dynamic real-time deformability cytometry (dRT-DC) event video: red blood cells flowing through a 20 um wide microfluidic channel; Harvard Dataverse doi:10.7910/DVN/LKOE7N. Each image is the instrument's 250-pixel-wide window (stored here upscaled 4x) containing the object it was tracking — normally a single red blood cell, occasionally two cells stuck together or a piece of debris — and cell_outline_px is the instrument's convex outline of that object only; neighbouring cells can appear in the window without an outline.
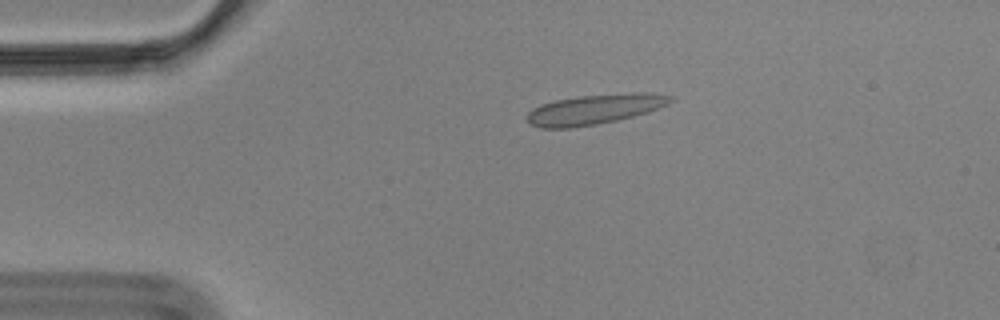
{"species": "Egyptian fruit bat (a non-hibernating species)", "species_latin": "Rousettus aegyptiacus", "temperature_condition": "cold", "stored_images_in_passage": 46, "camera_frame_rate_fps": 3000, "um_per_image_px": 0.085, "animal": {"sex": "male"}, "frame": {"image": 1, "passage_image": 1, "time_ms": 0.0, "image_size_px": [1000, 320], "cell_outline_px": [[676, 100], [668, 104], [632, 116], [616, 120], [596, 124], [572, 128], [540, 128], [528, 124], [524, 116], [532, 108], [540, 104], [556, 100], [580, 96], [632, 92], [648, 92], [676, 96]], "centroid_in_image_um": [50.5, 9.28], "position_along_channel_um": 34.5, "area_um2": 25.26}}
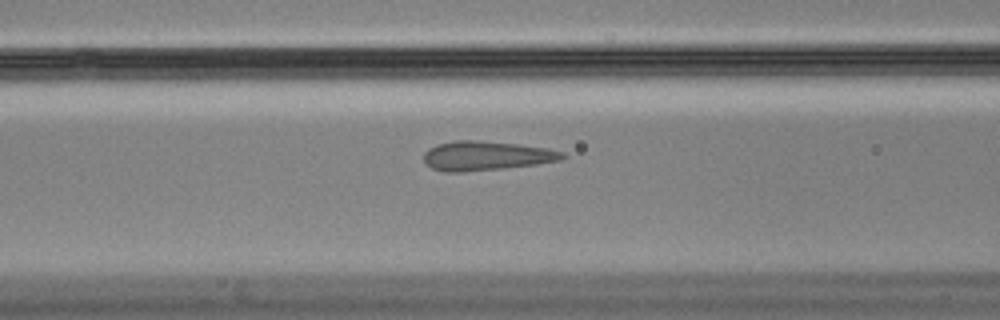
{"frame": {"image": 2, "passage_image": 12, "time_ms": 3.667, "image_size_px": [1000, 320], "cell_outline_px": [[568, 156], [560, 160], [536, 164], [464, 172], [444, 172], [432, 168], [424, 160], [424, 152], [428, 148], [436, 144], [456, 140], [476, 140], [516, 144], [548, 148], [564, 152]], "centroid_in_image_um": [41.31, 13.23], "position_along_channel_um": 125.3, "area_um2": 23.58}}
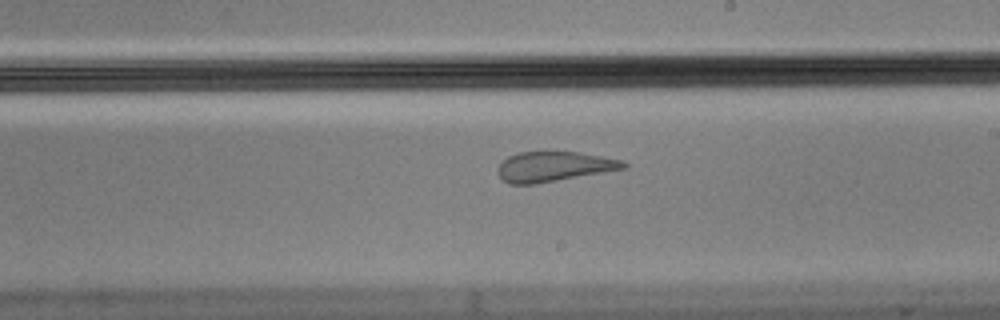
{"frame": {"image": 3, "passage_image": 22, "time_ms": 7.0, "image_size_px": [1000, 320], "cell_outline_px": [[628, 168], [536, 184], [508, 184], [500, 176], [496, 168], [508, 156], [520, 152], [580, 152], [624, 160], [628, 164]], "centroid_in_image_um": [47.12, 14.16], "position_along_channel_um": 241.9, "area_um2": 22.02}}